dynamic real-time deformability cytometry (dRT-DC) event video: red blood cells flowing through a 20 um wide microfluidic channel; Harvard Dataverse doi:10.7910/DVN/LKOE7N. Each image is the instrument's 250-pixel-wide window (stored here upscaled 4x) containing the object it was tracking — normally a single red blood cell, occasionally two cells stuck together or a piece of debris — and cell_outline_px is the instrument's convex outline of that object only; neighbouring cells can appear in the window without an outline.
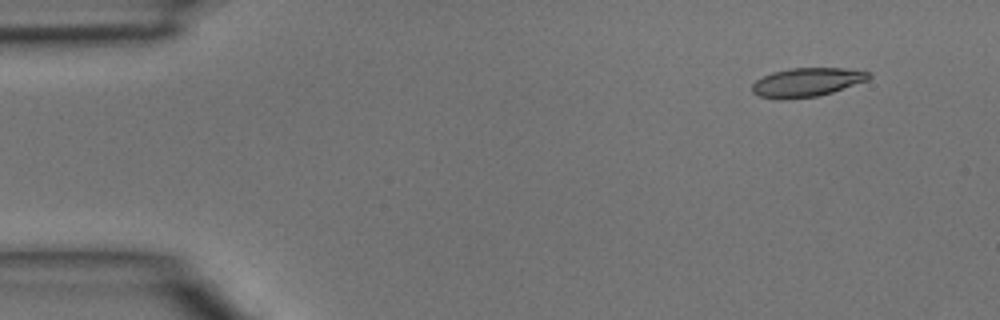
{"species": "common noctule bat (a hibernating species)", "species_latin": "Nyctalus noctula", "temperature_condition": "room temperature", "stored_images_in_passage": 3, "camera_frame_rate_fps": 3000, "um_per_image_px": 0.085, "animal": {"sex": "male", "body_mass_g": 15.6}, "frame": {"image": 1, "passage_image": 1, "time_ms": 0.0, "image_size_px": [1000, 320], "cell_outline_px": [[872, 76], [868, 80], [832, 92], [816, 96], [780, 100], [760, 96], [752, 92], [752, 84], [756, 80], [772, 72], [792, 68], [844, 68], [872, 72]], "centroid_in_image_um": [68.59, 6.99], "position_along_channel_um": 16.4, "area_um2": 19.59}}